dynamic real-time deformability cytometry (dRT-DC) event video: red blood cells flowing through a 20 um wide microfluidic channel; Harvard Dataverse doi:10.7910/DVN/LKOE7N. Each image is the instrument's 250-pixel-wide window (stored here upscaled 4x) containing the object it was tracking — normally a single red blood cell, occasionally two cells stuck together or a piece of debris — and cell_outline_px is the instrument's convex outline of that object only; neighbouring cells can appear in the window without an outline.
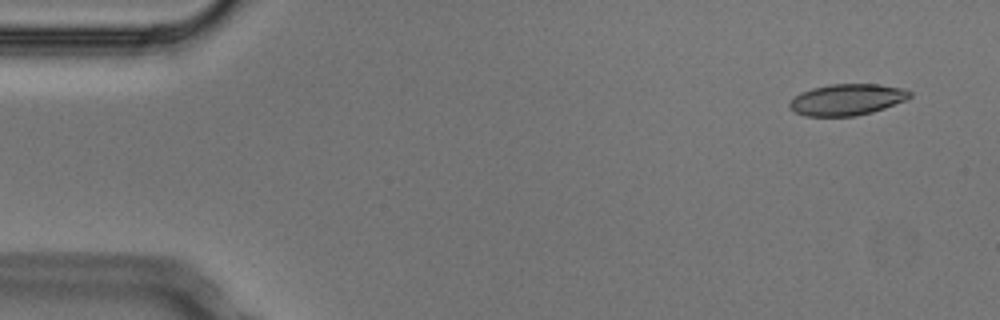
{"species": "Egyptian fruit bat (a non-hibernating species)", "species_latin": "Rousettus aegyptiacus", "temperature_condition": "cold", "stored_images_in_passage": 4, "camera_frame_rate_fps": 3000, "um_per_image_px": 0.085, "animal": {"sex": "male"}, "frame": {"image": 1, "passage_image": 1, "time_ms": 0.0, "image_size_px": [1000, 320], "cell_outline_px": [[912, 96], [908, 100], [872, 112], [856, 116], [804, 116], [788, 108], [788, 104], [800, 92], [812, 88], [828, 84], [880, 84], [904, 88], [912, 92]], "centroid_in_image_um": [72.03, 8.46], "position_along_channel_um": 13.0, "area_um2": 22.2}}